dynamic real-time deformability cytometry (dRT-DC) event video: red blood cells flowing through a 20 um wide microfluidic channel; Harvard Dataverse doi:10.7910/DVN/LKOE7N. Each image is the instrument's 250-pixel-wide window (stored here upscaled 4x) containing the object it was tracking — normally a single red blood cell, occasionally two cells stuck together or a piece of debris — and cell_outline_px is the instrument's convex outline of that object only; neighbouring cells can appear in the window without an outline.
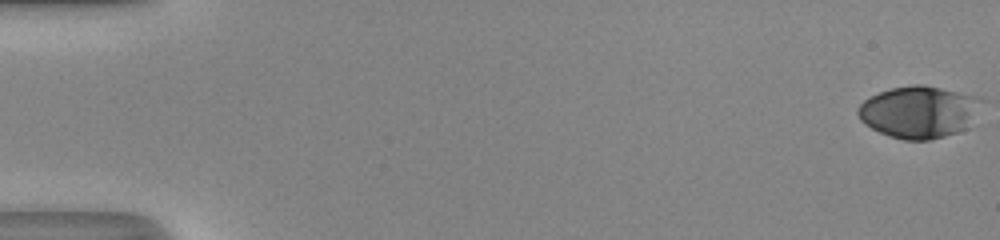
{"species": "human", "species_latin": "Homo sapiens", "temperature_condition": "room temperature", "stored_images_in_passage": 17, "camera_frame_rate_fps": 3000, "um_per_image_px": 0.085, "donor": {"sex": "male"}, "frame": {"image": 1, "passage_image": 1, "time_ms": 0.0, "image_size_px": [1000, 240], "cell_outline_px": [[972, 124], [968, 128], [944, 136], [928, 140], [904, 140], [888, 136], [864, 124], [860, 120], [856, 112], [856, 108], [864, 100], [880, 92], [892, 88], [912, 84], [924, 84], [972, 96]], "centroid_in_image_um": [77.94, 9.54], "position_along_channel_um": 7.1, "area_um2": 36.3}}
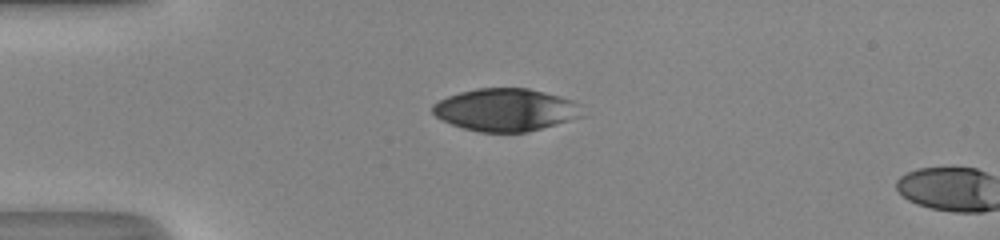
{"frame": {"image": 2, "passage_image": 15, "time_ms": 4.667, "image_size_px": [1000, 240], "cell_outline_px": [[584, 116], [528, 132], [480, 132], [464, 128], [452, 124], [436, 116], [432, 112], [432, 104], [448, 96], [460, 92], [476, 88], [528, 88], [560, 96], [572, 100], [580, 104]], "centroid_in_image_um": [43.0, 9.33], "position_along_channel_um": 42.0, "area_um2": 37.05}}